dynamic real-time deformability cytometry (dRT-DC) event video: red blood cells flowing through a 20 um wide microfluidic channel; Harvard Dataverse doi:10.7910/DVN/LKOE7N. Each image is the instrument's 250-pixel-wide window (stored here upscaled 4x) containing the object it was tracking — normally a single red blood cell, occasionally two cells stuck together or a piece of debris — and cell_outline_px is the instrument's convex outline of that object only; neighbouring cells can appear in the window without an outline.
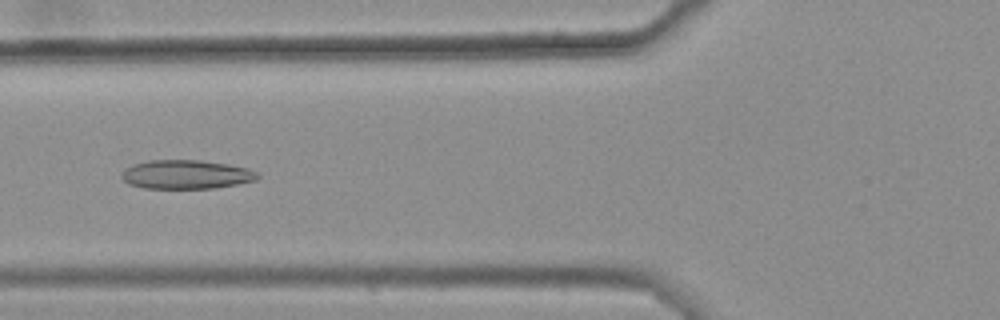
{"species": "common noctule bat (a hibernating species)", "species_latin": "Nyctalus noctula", "temperature_condition": "warm", "stored_images_in_passage": 38, "camera_frame_rate_fps": 3000, "um_per_image_px": 0.085, "animal": {"sex": "female", "body_mass_g": 25.1}, "frame": {"image": 1, "passage_image": 12, "time_ms": 3.667, "image_size_px": [1000, 320], "cell_outline_px": [[260, 176], [256, 180], [216, 188], [144, 188], [128, 184], [120, 176], [124, 168], [132, 164], [148, 160], [200, 160], [228, 164], [248, 168], [256, 172]], "centroid_in_image_um": [15.79, 14.82], "position_along_channel_um": 110.0, "area_um2": 23.0}}
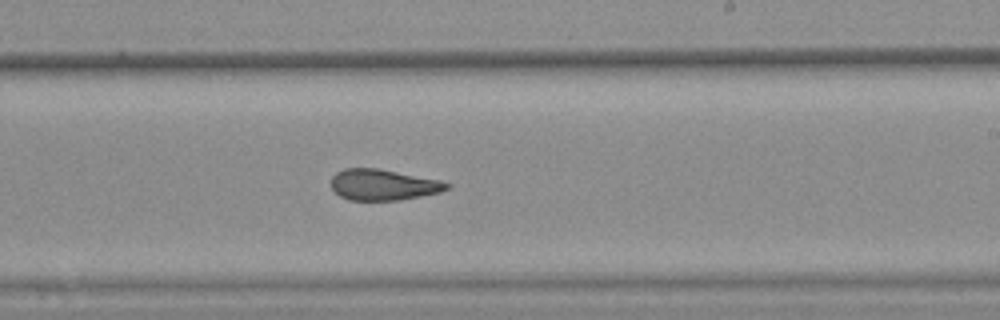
{"frame": {"image": 2, "passage_image": 24, "time_ms": 7.667, "image_size_px": [1000, 320], "cell_outline_px": [[452, 188], [440, 192], [400, 200], [348, 200], [340, 196], [332, 188], [332, 176], [336, 172], [344, 168], [380, 168], [440, 180], [452, 184]], "centroid_in_image_um": [32.6, 15.7], "position_along_channel_um": 256.4, "area_um2": 21.04}}
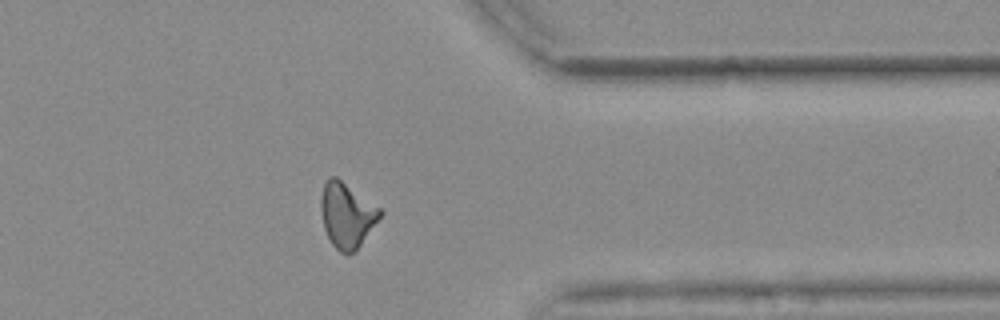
{"frame": {"image": 3, "passage_image": 35, "time_ms": 11.333, "image_size_px": [1000, 320], "cell_outline_px": [[384, 212], [360, 244], [352, 252], [340, 252], [332, 244], [324, 228], [320, 208], [320, 196], [324, 184], [328, 176], [336, 176], [380, 208]], "centroid_in_image_um": [29.45, 18.24], "position_along_channel_um": 381.9, "area_um2": 22.02}, "authors_computed_cell_mechanics": {"area_um2": 21.7039, "velocity_mm_per_s": 3.6685, "shape_relaxation_time_tau1_ms": null, "shape_relaxation_time_tau2_ms": 3.0458, "deformation_change_tau1": null, "deformation_change_tau2": 0.1231}}